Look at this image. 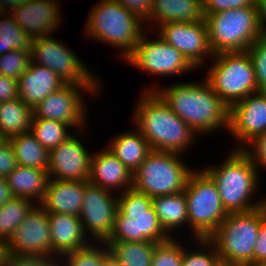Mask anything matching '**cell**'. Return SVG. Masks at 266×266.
I'll return each mask as SVG.
<instances>
[{
  "label": "cell",
  "mask_w": 266,
  "mask_h": 266,
  "mask_svg": "<svg viewBox=\"0 0 266 266\" xmlns=\"http://www.w3.org/2000/svg\"><path fill=\"white\" fill-rule=\"evenodd\" d=\"M266 263V218L262 221L254 246L253 264Z\"/></svg>",
  "instance_id": "bcb514c9"
},
{
  "label": "cell",
  "mask_w": 266,
  "mask_h": 266,
  "mask_svg": "<svg viewBox=\"0 0 266 266\" xmlns=\"http://www.w3.org/2000/svg\"><path fill=\"white\" fill-rule=\"evenodd\" d=\"M108 254L105 242H91L84 248L64 254L60 263L61 266H104Z\"/></svg>",
  "instance_id": "d6a6232c"
},
{
  "label": "cell",
  "mask_w": 266,
  "mask_h": 266,
  "mask_svg": "<svg viewBox=\"0 0 266 266\" xmlns=\"http://www.w3.org/2000/svg\"><path fill=\"white\" fill-rule=\"evenodd\" d=\"M6 180L13 196L40 204L47 190L49 174L48 170L17 165Z\"/></svg>",
  "instance_id": "d4e9b609"
},
{
  "label": "cell",
  "mask_w": 266,
  "mask_h": 266,
  "mask_svg": "<svg viewBox=\"0 0 266 266\" xmlns=\"http://www.w3.org/2000/svg\"><path fill=\"white\" fill-rule=\"evenodd\" d=\"M20 98L18 80L0 75V103Z\"/></svg>",
  "instance_id": "f6af8a7d"
},
{
  "label": "cell",
  "mask_w": 266,
  "mask_h": 266,
  "mask_svg": "<svg viewBox=\"0 0 266 266\" xmlns=\"http://www.w3.org/2000/svg\"><path fill=\"white\" fill-rule=\"evenodd\" d=\"M72 130L70 125L59 121L32 119L30 132L43 147L50 151L71 136L74 132Z\"/></svg>",
  "instance_id": "4dcf8cb0"
},
{
  "label": "cell",
  "mask_w": 266,
  "mask_h": 266,
  "mask_svg": "<svg viewBox=\"0 0 266 266\" xmlns=\"http://www.w3.org/2000/svg\"><path fill=\"white\" fill-rule=\"evenodd\" d=\"M17 166L16 156L9 140L0 144V178H6Z\"/></svg>",
  "instance_id": "ee69618b"
},
{
  "label": "cell",
  "mask_w": 266,
  "mask_h": 266,
  "mask_svg": "<svg viewBox=\"0 0 266 266\" xmlns=\"http://www.w3.org/2000/svg\"><path fill=\"white\" fill-rule=\"evenodd\" d=\"M113 193L91 183L85 186L79 217L85 234L92 242H105L113 231L118 210L115 195L118 192Z\"/></svg>",
  "instance_id": "4fadbf2b"
},
{
  "label": "cell",
  "mask_w": 266,
  "mask_h": 266,
  "mask_svg": "<svg viewBox=\"0 0 266 266\" xmlns=\"http://www.w3.org/2000/svg\"><path fill=\"white\" fill-rule=\"evenodd\" d=\"M213 54L246 51L264 35L257 6L234 8L204 17Z\"/></svg>",
  "instance_id": "8992f818"
},
{
  "label": "cell",
  "mask_w": 266,
  "mask_h": 266,
  "mask_svg": "<svg viewBox=\"0 0 266 266\" xmlns=\"http://www.w3.org/2000/svg\"><path fill=\"white\" fill-rule=\"evenodd\" d=\"M51 249L59 258L88 246L92 241L85 234L80 217L64 213L48 214Z\"/></svg>",
  "instance_id": "7402d4cb"
},
{
  "label": "cell",
  "mask_w": 266,
  "mask_h": 266,
  "mask_svg": "<svg viewBox=\"0 0 266 266\" xmlns=\"http://www.w3.org/2000/svg\"><path fill=\"white\" fill-rule=\"evenodd\" d=\"M9 258L8 243L6 240L0 239V266H8Z\"/></svg>",
  "instance_id": "f907efd6"
},
{
  "label": "cell",
  "mask_w": 266,
  "mask_h": 266,
  "mask_svg": "<svg viewBox=\"0 0 266 266\" xmlns=\"http://www.w3.org/2000/svg\"><path fill=\"white\" fill-rule=\"evenodd\" d=\"M247 52L254 66L258 92H266V35L257 39Z\"/></svg>",
  "instance_id": "ab89813d"
},
{
  "label": "cell",
  "mask_w": 266,
  "mask_h": 266,
  "mask_svg": "<svg viewBox=\"0 0 266 266\" xmlns=\"http://www.w3.org/2000/svg\"><path fill=\"white\" fill-rule=\"evenodd\" d=\"M1 18L0 56L12 50L31 51L32 39L15 23L10 12H5Z\"/></svg>",
  "instance_id": "1f68e13d"
},
{
  "label": "cell",
  "mask_w": 266,
  "mask_h": 266,
  "mask_svg": "<svg viewBox=\"0 0 266 266\" xmlns=\"http://www.w3.org/2000/svg\"><path fill=\"white\" fill-rule=\"evenodd\" d=\"M66 84L59 75L48 67L31 61L27 70L18 79L19 96L33 109L49 94Z\"/></svg>",
  "instance_id": "44dd1931"
},
{
  "label": "cell",
  "mask_w": 266,
  "mask_h": 266,
  "mask_svg": "<svg viewBox=\"0 0 266 266\" xmlns=\"http://www.w3.org/2000/svg\"><path fill=\"white\" fill-rule=\"evenodd\" d=\"M152 205L160 224L171 238L177 237L176 231L178 232L185 225L188 227V207L185 191L153 197ZM174 232L175 236L173 235Z\"/></svg>",
  "instance_id": "484cf974"
},
{
  "label": "cell",
  "mask_w": 266,
  "mask_h": 266,
  "mask_svg": "<svg viewBox=\"0 0 266 266\" xmlns=\"http://www.w3.org/2000/svg\"><path fill=\"white\" fill-rule=\"evenodd\" d=\"M183 159L181 154L152 150L132 174V188L151 198L183 192L194 170Z\"/></svg>",
  "instance_id": "ba28073f"
},
{
  "label": "cell",
  "mask_w": 266,
  "mask_h": 266,
  "mask_svg": "<svg viewBox=\"0 0 266 266\" xmlns=\"http://www.w3.org/2000/svg\"><path fill=\"white\" fill-rule=\"evenodd\" d=\"M204 20L202 0H153L145 26L150 32L169 22ZM153 24V25H152Z\"/></svg>",
  "instance_id": "603a6c76"
},
{
  "label": "cell",
  "mask_w": 266,
  "mask_h": 266,
  "mask_svg": "<svg viewBox=\"0 0 266 266\" xmlns=\"http://www.w3.org/2000/svg\"><path fill=\"white\" fill-rule=\"evenodd\" d=\"M13 197L6 178H0V207Z\"/></svg>",
  "instance_id": "c3c4849f"
},
{
  "label": "cell",
  "mask_w": 266,
  "mask_h": 266,
  "mask_svg": "<svg viewBox=\"0 0 266 266\" xmlns=\"http://www.w3.org/2000/svg\"><path fill=\"white\" fill-rule=\"evenodd\" d=\"M91 155L88 182L103 189L122 193L132 188V173L107 147Z\"/></svg>",
  "instance_id": "d6986e66"
},
{
  "label": "cell",
  "mask_w": 266,
  "mask_h": 266,
  "mask_svg": "<svg viewBox=\"0 0 266 266\" xmlns=\"http://www.w3.org/2000/svg\"><path fill=\"white\" fill-rule=\"evenodd\" d=\"M215 266H236V265H232V264H229L227 262H224V261H221L219 260Z\"/></svg>",
  "instance_id": "db71d44e"
},
{
  "label": "cell",
  "mask_w": 266,
  "mask_h": 266,
  "mask_svg": "<svg viewBox=\"0 0 266 266\" xmlns=\"http://www.w3.org/2000/svg\"><path fill=\"white\" fill-rule=\"evenodd\" d=\"M6 139L2 136V134L0 133V144L2 143V142H4Z\"/></svg>",
  "instance_id": "6f0895ef"
},
{
  "label": "cell",
  "mask_w": 266,
  "mask_h": 266,
  "mask_svg": "<svg viewBox=\"0 0 266 266\" xmlns=\"http://www.w3.org/2000/svg\"><path fill=\"white\" fill-rule=\"evenodd\" d=\"M31 61V51L12 50L5 53L0 56V75L18 80Z\"/></svg>",
  "instance_id": "8d00e7d4"
},
{
  "label": "cell",
  "mask_w": 266,
  "mask_h": 266,
  "mask_svg": "<svg viewBox=\"0 0 266 266\" xmlns=\"http://www.w3.org/2000/svg\"><path fill=\"white\" fill-rule=\"evenodd\" d=\"M19 166L48 170L49 150L43 147L29 131L8 139Z\"/></svg>",
  "instance_id": "83f0119b"
},
{
  "label": "cell",
  "mask_w": 266,
  "mask_h": 266,
  "mask_svg": "<svg viewBox=\"0 0 266 266\" xmlns=\"http://www.w3.org/2000/svg\"><path fill=\"white\" fill-rule=\"evenodd\" d=\"M184 191L193 239L209 238L228 215L215 181L203 167L197 168L190 173Z\"/></svg>",
  "instance_id": "9c48e42d"
},
{
  "label": "cell",
  "mask_w": 266,
  "mask_h": 266,
  "mask_svg": "<svg viewBox=\"0 0 266 266\" xmlns=\"http://www.w3.org/2000/svg\"><path fill=\"white\" fill-rule=\"evenodd\" d=\"M106 241L142 242L149 241L144 235H137L136 221L117 210L113 231Z\"/></svg>",
  "instance_id": "f35d334b"
},
{
  "label": "cell",
  "mask_w": 266,
  "mask_h": 266,
  "mask_svg": "<svg viewBox=\"0 0 266 266\" xmlns=\"http://www.w3.org/2000/svg\"><path fill=\"white\" fill-rule=\"evenodd\" d=\"M126 217L136 221L137 235H144L149 241L159 244L171 239L160 224L153 205L146 210V213Z\"/></svg>",
  "instance_id": "e575fe53"
},
{
  "label": "cell",
  "mask_w": 266,
  "mask_h": 266,
  "mask_svg": "<svg viewBox=\"0 0 266 266\" xmlns=\"http://www.w3.org/2000/svg\"><path fill=\"white\" fill-rule=\"evenodd\" d=\"M144 91H155L168 107L201 137L229 129L230 107L213 91L207 80L179 82Z\"/></svg>",
  "instance_id": "6da1fadb"
},
{
  "label": "cell",
  "mask_w": 266,
  "mask_h": 266,
  "mask_svg": "<svg viewBox=\"0 0 266 266\" xmlns=\"http://www.w3.org/2000/svg\"><path fill=\"white\" fill-rule=\"evenodd\" d=\"M104 266H124L118 260H116L110 253L107 255Z\"/></svg>",
  "instance_id": "f5cc1de1"
},
{
  "label": "cell",
  "mask_w": 266,
  "mask_h": 266,
  "mask_svg": "<svg viewBox=\"0 0 266 266\" xmlns=\"http://www.w3.org/2000/svg\"><path fill=\"white\" fill-rule=\"evenodd\" d=\"M203 16L234 8L257 6V0H202Z\"/></svg>",
  "instance_id": "60d3db41"
},
{
  "label": "cell",
  "mask_w": 266,
  "mask_h": 266,
  "mask_svg": "<svg viewBox=\"0 0 266 266\" xmlns=\"http://www.w3.org/2000/svg\"><path fill=\"white\" fill-rule=\"evenodd\" d=\"M109 253L124 266H151L157 243L105 241Z\"/></svg>",
  "instance_id": "f1b7e54d"
},
{
  "label": "cell",
  "mask_w": 266,
  "mask_h": 266,
  "mask_svg": "<svg viewBox=\"0 0 266 266\" xmlns=\"http://www.w3.org/2000/svg\"><path fill=\"white\" fill-rule=\"evenodd\" d=\"M228 132L237 145L232 149H244L266 132V92L252 93L230 107Z\"/></svg>",
  "instance_id": "9a60e30c"
},
{
  "label": "cell",
  "mask_w": 266,
  "mask_h": 266,
  "mask_svg": "<svg viewBox=\"0 0 266 266\" xmlns=\"http://www.w3.org/2000/svg\"><path fill=\"white\" fill-rule=\"evenodd\" d=\"M212 64L203 67L213 91L229 106L258 92L255 70L246 51L215 54Z\"/></svg>",
  "instance_id": "52a82bcc"
},
{
  "label": "cell",
  "mask_w": 266,
  "mask_h": 266,
  "mask_svg": "<svg viewBox=\"0 0 266 266\" xmlns=\"http://www.w3.org/2000/svg\"><path fill=\"white\" fill-rule=\"evenodd\" d=\"M129 11L146 20L152 8L153 0H117Z\"/></svg>",
  "instance_id": "7dc6e473"
},
{
  "label": "cell",
  "mask_w": 266,
  "mask_h": 266,
  "mask_svg": "<svg viewBox=\"0 0 266 266\" xmlns=\"http://www.w3.org/2000/svg\"><path fill=\"white\" fill-rule=\"evenodd\" d=\"M109 141L108 150L114 154L132 174L152 152L150 144L135 126L129 131L120 132Z\"/></svg>",
  "instance_id": "cb8c5ba5"
},
{
  "label": "cell",
  "mask_w": 266,
  "mask_h": 266,
  "mask_svg": "<svg viewBox=\"0 0 266 266\" xmlns=\"http://www.w3.org/2000/svg\"><path fill=\"white\" fill-rule=\"evenodd\" d=\"M179 237L159 243L155 246L151 266H181L183 257V240ZM182 243V244H181Z\"/></svg>",
  "instance_id": "d590c367"
},
{
  "label": "cell",
  "mask_w": 266,
  "mask_h": 266,
  "mask_svg": "<svg viewBox=\"0 0 266 266\" xmlns=\"http://www.w3.org/2000/svg\"><path fill=\"white\" fill-rule=\"evenodd\" d=\"M257 7L260 26L264 35H266V0H257Z\"/></svg>",
  "instance_id": "681fc988"
},
{
  "label": "cell",
  "mask_w": 266,
  "mask_h": 266,
  "mask_svg": "<svg viewBox=\"0 0 266 266\" xmlns=\"http://www.w3.org/2000/svg\"><path fill=\"white\" fill-rule=\"evenodd\" d=\"M61 8L59 0H26L12 9L10 14L15 23L34 39L56 34L63 21Z\"/></svg>",
  "instance_id": "ac0fdd59"
},
{
  "label": "cell",
  "mask_w": 266,
  "mask_h": 266,
  "mask_svg": "<svg viewBox=\"0 0 266 266\" xmlns=\"http://www.w3.org/2000/svg\"><path fill=\"white\" fill-rule=\"evenodd\" d=\"M6 11L3 9L0 1V17L5 13Z\"/></svg>",
  "instance_id": "9f6ffc18"
},
{
  "label": "cell",
  "mask_w": 266,
  "mask_h": 266,
  "mask_svg": "<svg viewBox=\"0 0 266 266\" xmlns=\"http://www.w3.org/2000/svg\"><path fill=\"white\" fill-rule=\"evenodd\" d=\"M0 1H1V5H2L3 9L6 12H10L12 9H14L18 5L22 4L26 0H0Z\"/></svg>",
  "instance_id": "816d5d0a"
},
{
  "label": "cell",
  "mask_w": 266,
  "mask_h": 266,
  "mask_svg": "<svg viewBox=\"0 0 266 266\" xmlns=\"http://www.w3.org/2000/svg\"><path fill=\"white\" fill-rule=\"evenodd\" d=\"M84 132V129L74 131L64 142L49 151L48 174L50 179L89 180L92 153L90 154V151L80 141Z\"/></svg>",
  "instance_id": "2e32d148"
},
{
  "label": "cell",
  "mask_w": 266,
  "mask_h": 266,
  "mask_svg": "<svg viewBox=\"0 0 266 266\" xmlns=\"http://www.w3.org/2000/svg\"><path fill=\"white\" fill-rule=\"evenodd\" d=\"M117 204L124 216L139 215L146 213L152 205V198L131 188L117 195Z\"/></svg>",
  "instance_id": "74e56055"
},
{
  "label": "cell",
  "mask_w": 266,
  "mask_h": 266,
  "mask_svg": "<svg viewBox=\"0 0 266 266\" xmlns=\"http://www.w3.org/2000/svg\"><path fill=\"white\" fill-rule=\"evenodd\" d=\"M147 29L138 41L133 53L125 60L141 72L153 76L172 77L197 70L185 56L172 45L165 42L158 34L156 39L149 38Z\"/></svg>",
  "instance_id": "7c38bea8"
},
{
  "label": "cell",
  "mask_w": 266,
  "mask_h": 266,
  "mask_svg": "<svg viewBox=\"0 0 266 266\" xmlns=\"http://www.w3.org/2000/svg\"><path fill=\"white\" fill-rule=\"evenodd\" d=\"M35 205L32 200L13 196L1 206L0 239L8 241Z\"/></svg>",
  "instance_id": "f546056e"
},
{
  "label": "cell",
  "mask_w": 266,
  "mask_h": 266,
  "mask_svg": "<svg viewBox=\"0 0 266 266\" xmlns=\"http://www.w3.org/2000/svg\"><path fill=\"white\" fill-rule=\"evenodd\" d=\"M243 150L251 157L258 171L260 167L266 171V132L259 134Z\"/></svg>",
  "instance_id": "7bdbcfd3"
},
{
  "label": "cell",
  "mask_w": 266,
  "mask_h": 266,
  "mask_svg": "<svg viewBox=\"0 0 266 266\" xmlns=\"http://www.w3.org/2000/svg\"><path fill=\"white\" fill-rule=\"evenodd\" d=\"M7 243L10 255L56 256L51 249L48 213L36 204Z\"/></svg>",
  "instance_id": "e0dca14e"
},
{
  "label": "cell",
  "mask_w": 266,
  "mask_h": 266,
  "mask_svg": "<svg viewBox=\"0 0 266 266\" xmlns=\"http://www.w3.org/2000/svg\"><path fill=\"white\" fill-rule=\"evenodd\" d=\"M145 20L129 11L117 0H100L89 12L83 30L92 41H99L121 49L120 59L125 61L142 37ZM144 26V27H143Z\"/></svg>",
  "instance_id": "277c9868"
},
{
  "label": "cell",
  "mask_w": 266,
  "mask_h": 266,
  "mask_svg": "<svg viewBox=\"0 0 266 266\" xmlns=\"http://www.w3.org/2000/svg\"><path fill=\"white\" fill-rule=\"evenodd\" d=\"M32 62L48 67L66 83L101 85L96 71L87 68L72 48L55 39L53 35L32 39Z\"/></svg>",
  "instance_id": "30bf717a"
},
{
  "label": "cell",
  "mask_w": 266,
  "mask_h": 266,
  "mask_svg": "<svg viewBox=\"0 0 266 266\" xmlns=\"http://www.w3.org/2000/svg\"><path fill=\"white\" fill-rule=\"evenodd\" d=\"M244 266H266V263H262V264H247Z\"/></svg>",
  "instance_id": "11a10c76"
},
{
  "label": "cell",
  "mask_w": 266,
  "mask_h": 266,
  "mask_svg": "<svg viewBox=\"0 0 266 266\" xmlns=\"http://www.w3.org/2000/svg\"><path fill=\"white\" fill-rule=\"evenodd\" d=\"M156 29L155 32L165 42L179 50L197 70L202 69L206 60L214 56L209 45L205 20L169 22L161 24Z\"/></svg>",
  "instance_id": "5bb4252c"
},
{
  "label": "cell",
  "mask_w": 266,
  "mask_h": 266,
  "mask_svg": "<svg viewBox=\"0 0 266 266\" xmlns=\"http://www.w3.org/2000/svg\"><path fill=\"white\" fill-rule=\"evenodd\" d=\"M60 258L45 255H10L8 266H60Z\"/></svg>",
  "instance_id": "b9f144b4"
},
{
  "label": "cell",
  "mask_w": 266,
  "mask_h": 266,
  "mask_svg": "<svg viewBox=\"0 0 266 266\" xmlns=\"http://www.w3.org/2000/svg\"><path fill=\"white\" fill-rule=\"evenodd\" d=\"M88 181L50 179L39 204L48 214L64 213L78 216L82 210L85 186Z\"/></svg>",
  "instance_id": "ffe728a7"
},
{
  "label": "cell",
  "mask_w": 266,
  "mask_h": 266,
  "mask_svg": "<svg viewBox=\"0 0 266 266\" xmlns=\"http://www.w3.org/2000/svg\"><path fill=\"white\" fill-rule=\"evenodd\" d=\"M32 109L20 98L0 103V133L8 140L31 130Z\"/></svg>",
  "instance_id": "4316f807"
},
{
  "label": "cell",
  "mask_w": 266,
  "mask_h": 266,
  "mask_svg": "<svg viewBox=\"0 0 266 266\" xmlns=\"http://www.w3.org/2000/svg\"><path fill=\"white\" fill-rule=\"evenodd\" d=\"M134 108L133 126L152 150L185 156L198 135L180 119L155 91H143Z\"/></svg>",
  "instance_id": "7a4b0ae2"
},
{
  "label": "cell",
  "mask_w": 266,
  "mask_h": 266,
  "mask_svg": "<svg viewBox=\"0 0 266 266\" xmlns=\"http://www.w3.org/2000/svg\"><path fill=\"white\" fill-rule=\"evenodd\" d=\"M265 218L266 205L248 212L228 213L209 237L217 249L219 260L236 266L253 264L254 246Z\"/></svg>",
  "instance_id": "5b68a950"
},
{
  "label": "cell",
  "mask_w": 266,
  "mask_h": 266,
  "mask_svg": "<svg viewBox=\"0 0 266 266\" xmlns=\"http://www.w3.org/2000/svg\"><path fill=\"white\" fill-rule=\"evenodd\" d=\"M101 85H78L67 83L59 90L49 94L42 102L32 109V119L55 120L70 125L74 131L86 126L88 106L83 93L101 95ZM99 93V94H98ZM87 106V107H86Z\"/></svg>",
  "instance_id": "8fae6325"
},
{
  "label": "cell",
  "mask_w": 266,
  "mask_h": 266,
  "mask_svg": "<svg viewBox=\"0 0 266 266\" xmlns=\"http://www.w3.org/2000/svg\"><path fill=\"white\" fill-rule=\"evenodd\" d=\"M226 156L222 164L203 168L215 181L225 210L248 212L266 205V197L257 201L252 198L257 195L261 179L251 157L243 149L231 148Z\"/></svg>",
  "instance_id": "3957f363"
},
{
  "label": "cell",
  "mask_w": 266,
  "mask_h": 266,
  "mask_svg": "<svg viewBox=\"0 0 266 266\" xmlns=\"http://www.w3.org/2000/svg\"><path fill=\"white\" fill-rule=\"evenodd\" d=\"M198 249L189 250L184 243L181 266H215L219 255L214 243L209 238L194 239ZM189 250V251H188Z\"/></svg>",
  "instance_id": "836d02e7"
}]
</instances>
